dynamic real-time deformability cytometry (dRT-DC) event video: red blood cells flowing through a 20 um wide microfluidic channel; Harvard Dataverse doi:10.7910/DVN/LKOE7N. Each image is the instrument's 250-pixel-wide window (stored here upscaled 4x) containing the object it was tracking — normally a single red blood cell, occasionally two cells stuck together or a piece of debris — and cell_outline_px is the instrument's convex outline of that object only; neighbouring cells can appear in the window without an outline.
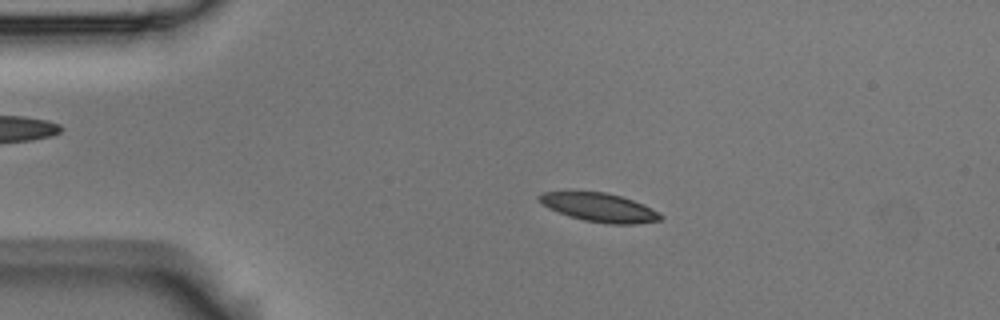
{"species": "Egyptian fruit bat (a non-hibernating species)", "species_latin": "Rousettus aegyptiacus", "temperature_condition": "room temperature", "stored_images_in_passage": 13, "camera_frame_rate_fps": 3000, "um_per_image_px": 0.085, "animal": {"sex": "male"}, "frame": {"image": 1, "passage_image": 3, "time_ms": 0.667, "image_size_px": [1000, 320], "cell_outline_px": [[664, 216], [660, 220], [636, 224], [608, 224], [584, 220], [568, 216], [548, 208], [536, 196], [544, 192], [604, 192], [620, 196], [644, 204], [652, 208]], "centroid_in_image_um": [50.97, 17.64], "position_along_channel_um": 34.0, "area_um2": 20.11}}
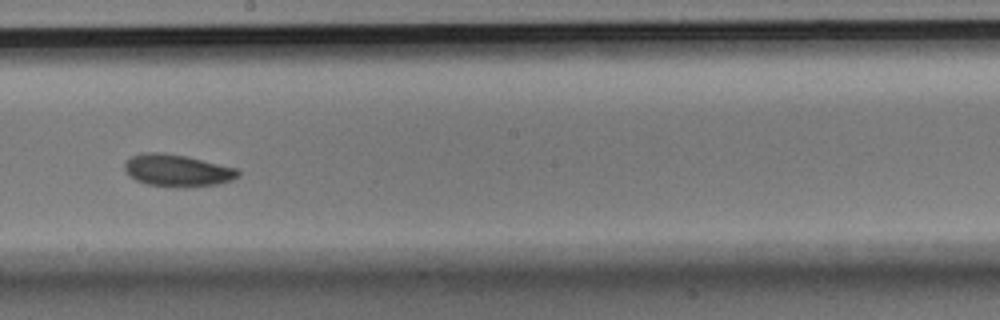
{"frame": {"image": 2, "passage_image": 8, "time_ms": 2.333, "image_size_px": [1000, 320], "cell_outline_px": [[240, 176], [232, 180], [220, 184], [184, 188], [172, 188], [148, 184], [136, 180], [124, 168], [124, 164], [132, 156], [148, 152], [156, 152], [188, 156], [236, 168], [240, 172]], "centroid_in_image_um": [15.13, 14.51], "position_along_channel_um": 233.1, "area_um2": 21.33}}
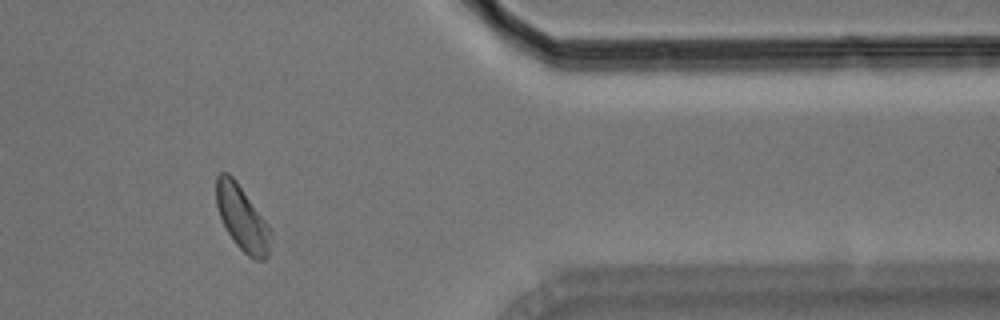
{"frame": {"image": 3, "passage_image": 12, "time_ms": 3.667, "image_size_px": [1000, 320], "cell_outline_px": [[272, 236], [268, 256], [264, 260], [256, 260], [248, 256], [236, 244], [228, 232], [220, 216], [216, 204], [216, 176], [220, 172], [228, 172], [236, 180], [268, 224]], "centroid_in_image_um": [20.59, 18.53], "position_along_channel_um": 390.8, "area_um2": 20.46}}